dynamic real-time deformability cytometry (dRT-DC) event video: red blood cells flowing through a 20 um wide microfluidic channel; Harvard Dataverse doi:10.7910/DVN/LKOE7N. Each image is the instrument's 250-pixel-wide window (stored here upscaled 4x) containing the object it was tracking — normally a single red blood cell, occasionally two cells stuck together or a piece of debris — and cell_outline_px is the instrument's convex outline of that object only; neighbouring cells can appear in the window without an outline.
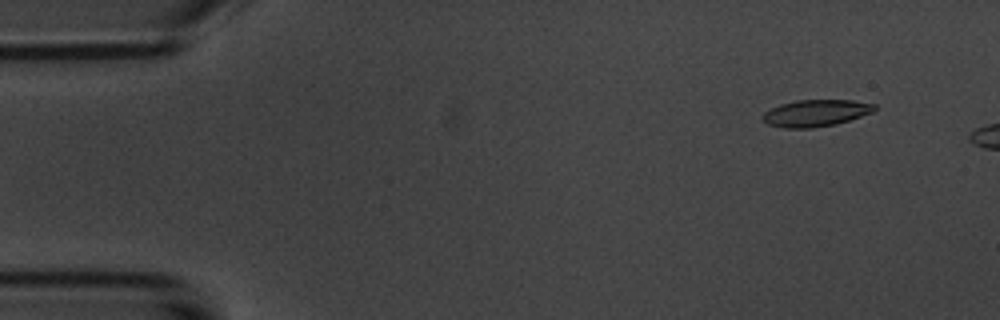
{"species": "common noctule bat (a hibernating species)", "species_latin": "Nyctalus noctula", "temperature_condition": "room temperature", "stored_images_in_passage": 50, "camera_frame_rate_fps": 3000, "um_per_image_px": 0.085, "animal": {"sex": "male", "body_mass_g": 20.1, "forearm_length_mm": 53.5}, "frame": {"image": 1, "passage_image": 5, "time_ms": 1.333, "image_size_px": [1000, 320], "cell_outline_px": [[876, 108], [872, 112], [836, 124], [812, 128], [784, 128], [768, 124], [764, 120], [764, 112], [780, 104], [796, 100], [852, 100], [876, 104]], "centroid_in_image_um": [69.35, 9.6], "position_along_channel_um": 15.7, "area_um2": 17.28}}
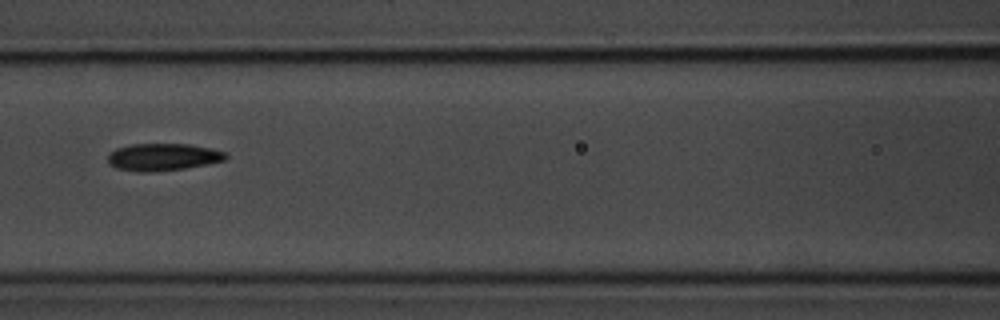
{"frame": {"image": 2, "passage_image": 24, "time_ms": 7.667, "image_size_px": [1000, 320], "cell_outline_px": [[228, 156], [224, 160], [208, 164], [184, 168], [152, 172], [136, 172], [116, 168], [108, 160], [108, 156], [116, 148], [132, 144], [188, 144], [212, 148], [228, 152]], "centroid_in_image_um": [13.89, 13.34], "position_along_channel_um": 152.7, "area_um2": 18.73}}
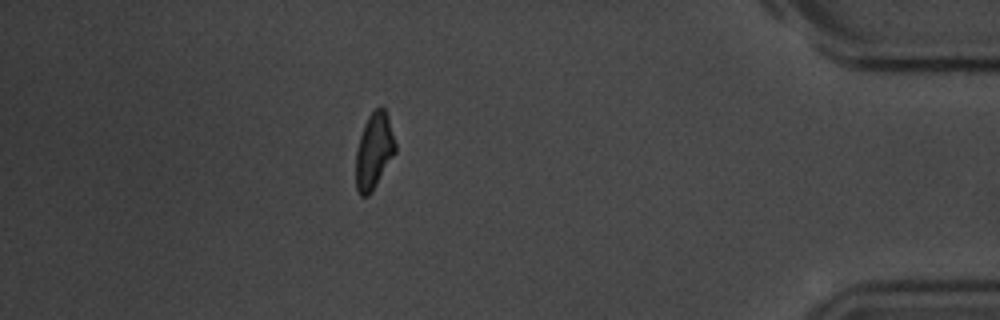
{"frame": {"image": 3, "passage_image": 48, "time_ms": 15.667, "image_size_px": [1000, 320], "cell_outline_px": [[396, 152], [372, 192], [368, 196], [360, 196], [356, 188], [356, 152], [360, 136], [364, 124], [368, 116], [380, 104], [384, 108], [388, 116], [396, 144]], "centroid_in_image_um": [31.79, 12.83], "position_along_channel_um": 403.4, "area_um2": 17.57}, "authors_computed_cell_mechanics": {"area_um2": 18.1203, "velocity_mm_per_s": 3.7013, "shape_relaxation_time_tau1_ms": 3.3281, "shape_relaxation_time_tau2_ms": 1.6659, "deformation_change_tau1": 0.1454, "deformation_change_tau2": 0.079}}